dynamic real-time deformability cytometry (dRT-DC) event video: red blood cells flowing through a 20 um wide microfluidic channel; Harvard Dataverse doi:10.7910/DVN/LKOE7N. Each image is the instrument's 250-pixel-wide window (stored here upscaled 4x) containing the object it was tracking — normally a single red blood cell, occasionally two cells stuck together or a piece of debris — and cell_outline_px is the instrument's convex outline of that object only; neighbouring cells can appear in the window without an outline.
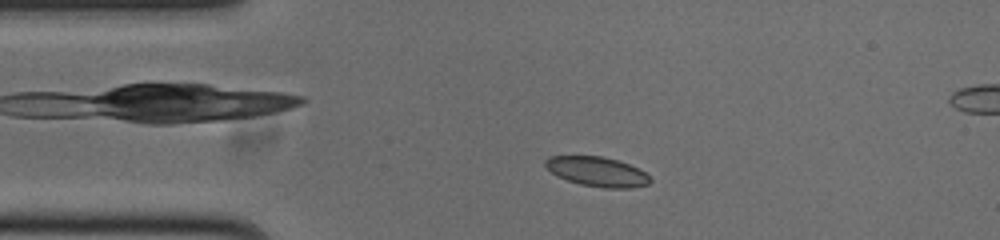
{"species": "common noctule bat (a hibernating species)", "species_latin": "Nyctalus noctula", "temperature_condition": "cold", "stored_images_in_passage": 50, "camera_frame_rate_fps": 3000, "um_per_image_px": 0.085, "animal": {"sex": "male", "body_mass_g": 20.0, "forearm_length_mm": 53.3}, "frame": {"image": 1, "passage_image": 6, "time_ms": 1.667, "image_size_px": [1000, 240], "cell_outline_px": [[652, 180], [648, 184], [628, 188], [604, 188], [580, 184], [568, 180], [552, 172], [544, 164], [544, 160], [548, 156], [604, 156], [628, 164], [644, 172]], "centroid_in_image_um": [50.75, 14.58], "position_along_channel_um": 34.3, "area_um2": 17.8}}
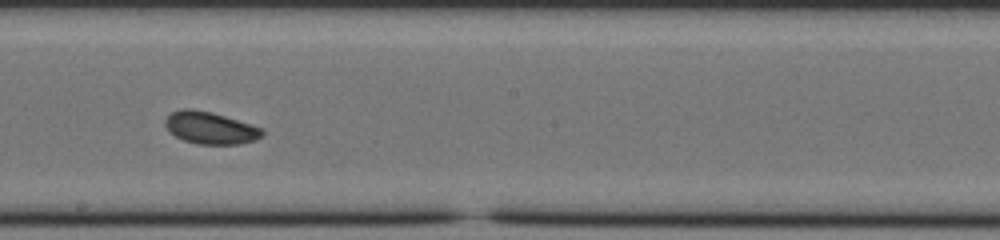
{"frame": {"image": 2, "passage_image": 24, "time_ms": 7.667, "image_size_px": [1000, 240], "cell_outline_px": [[264, 132], [256, 140], [240, 144], [196, 144], [184, 140], [168, 132], [164, 124], [164, 120], [172, 112], [180, 108], [192, 108], [212, 112], [260, 128]], "centroid_in_image_um": [17.8, 10.87], "position_along_channel_um": 230.4, "area_um2": 18.09}}
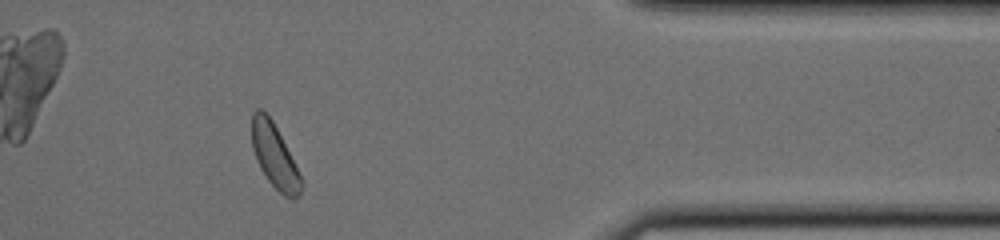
{"frame": {"image": 3, "passage_image": 39, "time_ms": 12.667, "image_size_px": [1000, 240], "cell_outline_px": [[304, 184], [300, 196], [292, 200], [284, 196], [268, 180], [260, 168], [256, 160], [252, 148], [252, 112], [256, 108], [260, 108], [272, 120]], "centroid_in_image_um": [23.32, 13.3], "position_along_channel_um": 388.1, "area_um2": 18.03}, "authors_computed_cell_mechanics": {"area_um2": 18.0625, "velocity_mm_per_s": 3.7408, "shape_relaxation_time_tau1_ms": 5.8649, "shape_relaxation_time_tau2_ms": 10.7838, "deformation_change_tau1": 0.1166, "deformation_change_tau2": 0.1071}}